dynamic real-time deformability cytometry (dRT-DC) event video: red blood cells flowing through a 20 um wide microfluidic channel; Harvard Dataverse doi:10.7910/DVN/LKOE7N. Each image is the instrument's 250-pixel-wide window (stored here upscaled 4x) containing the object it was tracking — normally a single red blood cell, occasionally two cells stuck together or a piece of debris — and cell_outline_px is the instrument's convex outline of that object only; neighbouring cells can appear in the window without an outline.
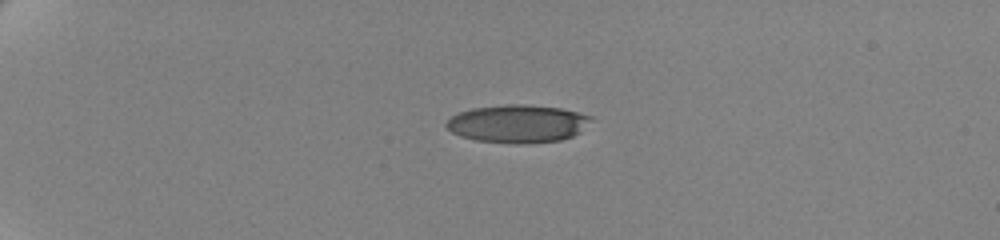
{"species": "human", "species_latin": "Homo sapiens", "temperature_condition": "cold", "stored_images_in_passage": 45, "camera_frame_rate_fps": 3000, "um_per_image_px": 0.085, "donor": {"sex": "female"}, "frame": {"image": 1, "passage_image": 1, "time_ms": 0.0, "image_size_px": [1000, 240], "cell_outline_px": [[592, 120], [580, 132], [572, 136], [560, 140], [524, 144], [516, 144], [476, 140], [460, 136], [452, 132], [444, 124], [452, 116], [460, 112], [472, 108], [504, 104], [528, 104], [560, 108], [592, 116]], "centroid_in_image_um": [44.0, 10.51], "position_along_channel_um": 41.0, "area_um2": 32.02}}
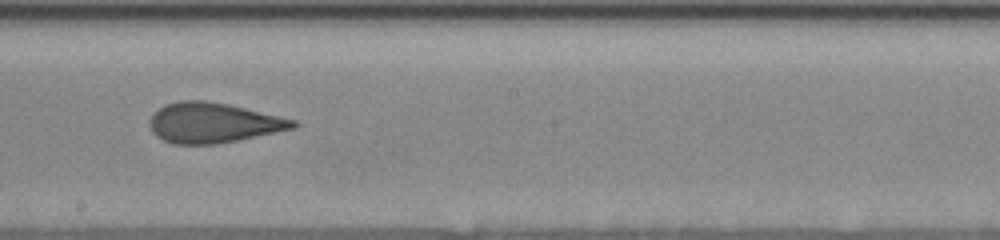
{"frame": {"image": 2, "passage_image": 23, "time_ms": 7.333, "image_size_px": [1000, 240], "cell_outline_px": [[300, 124], [296, 128], [240, 140], [216, 144], [172, 144], [156, 136], [152, 132], [148, 124], [148, 120], [160, 108], [168, 104], [180, 100], [208, 100], [228, 104], [296, 120]], "centroid_in_image_um": [18.14, 10.44], "position_along_channel_um": 230.1, "area_um2": 33.64}}
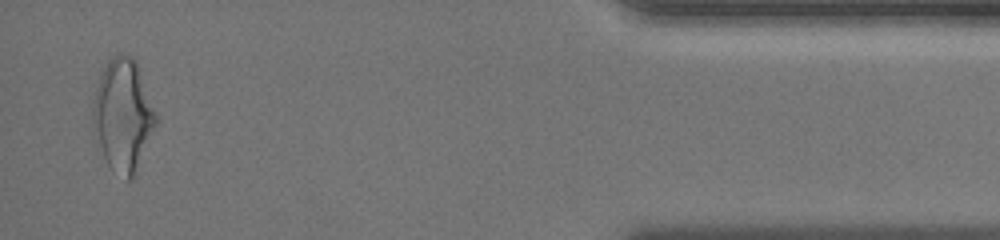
{"frame": {"image": 3, "passage_image": 44, "time_ms": 14.333, "image_size_px": [1000, 240], "cell_outline_px": [[156, 124], [132, 176], [128, 180], [124, 180], [108, 164], [92, 132], [92, 108], [96, 88], [100, 76], [108, 60], [112, 56], [120, 52], [124, 52], [132, 56], [136, 60], [156, 112]], "centroid_in_image_um": [10.42, 9.72], "position_along_channel_um": 424.8, "area_um2": 40.69}, "authors_computed_cell_mechanics": {"area_um2": 34.2176, "velocity_mm_per_s": 3.5001, "shape_relaxation_time_tau1_ms": 9.2142, "shape_relaxation_time_tau2_ms": 1.5856, "deformation_change_tau1": 0.2123, "deformation_change_tau2": 0.1051}}